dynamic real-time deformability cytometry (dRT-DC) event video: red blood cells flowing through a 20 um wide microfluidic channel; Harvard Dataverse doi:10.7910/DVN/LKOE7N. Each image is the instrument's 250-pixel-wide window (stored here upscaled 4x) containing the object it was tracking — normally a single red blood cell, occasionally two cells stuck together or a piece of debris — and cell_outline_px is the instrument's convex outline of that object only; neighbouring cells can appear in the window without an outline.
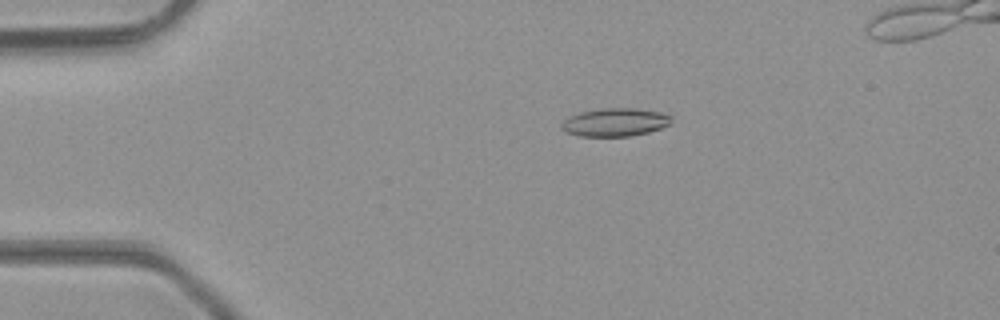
{"species": "common noctule bat (a hibernating species)", "species_latin": "Nyctalus noctula", "temperature_condition": "room temperature", "stored_images_in_passage": 41, "camera_frame_rate_fps": 3000, "um_per_image_px": 0.085, "animal": {"sex": "male", "body_mass_g": 23.1, "forearm_length_mm": 52.7}, "frame": {"image": 1, "passage_image": 5, "time_ms": 1.333, "image_size_px": [1000, 320], "cell_outline_px": [[672, 124], [648, 132], [632, 136], [580, 136], [568, 132], [560, 128], [560, 124], [568, 116], [580, 112], [600, 108], [636, 108], [660, 112], [672, 116]], "centroid_in_image_um": [52.29, 10.38], "position_along_channel_um": 32.7, "area_um2": 18.15}}
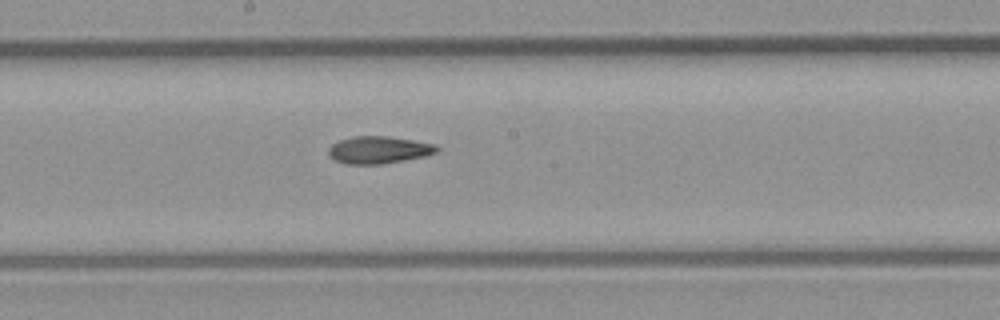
{"frame": {"image": 2, "passage_image": 21, "time_ms": 6.667, "image_size_px": [1000, 320], "cell_outline_px": [[440, 148], [436, 152], [424, 156], [404, 160], [380, 164], [344, 164], [336, 160], [328, 152], [328, 148], [332, 144], [340, 140], [352, 136], [388, 136], [436, 144]], "centroid_in_image_um": [32.19, 12.73], "position_along_channel_um": 216.0, "area_um2": 17.11}}
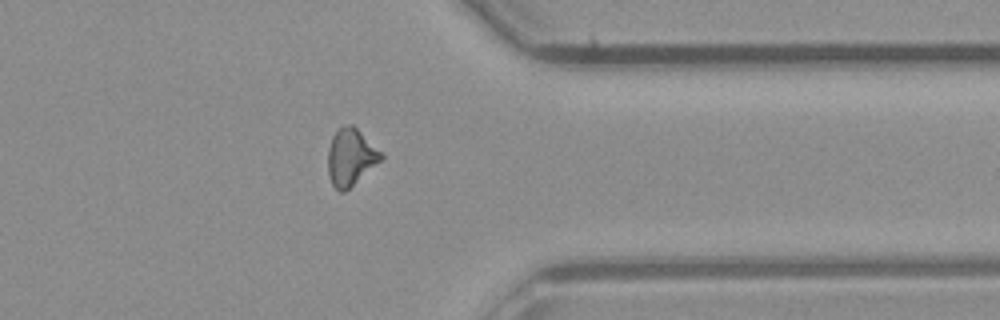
{"frame": {"image": 3, "passage_image": 33, "time_ms": 10.667, "image_size_px": [1000, 320], "cell_outline_px": [[384, 156], [380, 160], [344, 192], [340, 192], [332, 184], [328, 172], [328, 148], [332, 136], [340, 128], [348, 124], [352, 124], [384, 152]], "centroid_in_image_um": [29.81, 13.32], "position_along_channel_um": 381.6, "area_um2": 17.4}, "authors_computed_cell_mechanics": {"area_um2": 17.3978, "velocity_mm_per_s": 4.3588, "shape_relaxation_time_tau1_ms": 9.6769, "shape_relaxation_time_tau2_ms": 4.0063, "deformation_change_tau1": 0.2288, "deformation_change_tau2": 0.1198}}